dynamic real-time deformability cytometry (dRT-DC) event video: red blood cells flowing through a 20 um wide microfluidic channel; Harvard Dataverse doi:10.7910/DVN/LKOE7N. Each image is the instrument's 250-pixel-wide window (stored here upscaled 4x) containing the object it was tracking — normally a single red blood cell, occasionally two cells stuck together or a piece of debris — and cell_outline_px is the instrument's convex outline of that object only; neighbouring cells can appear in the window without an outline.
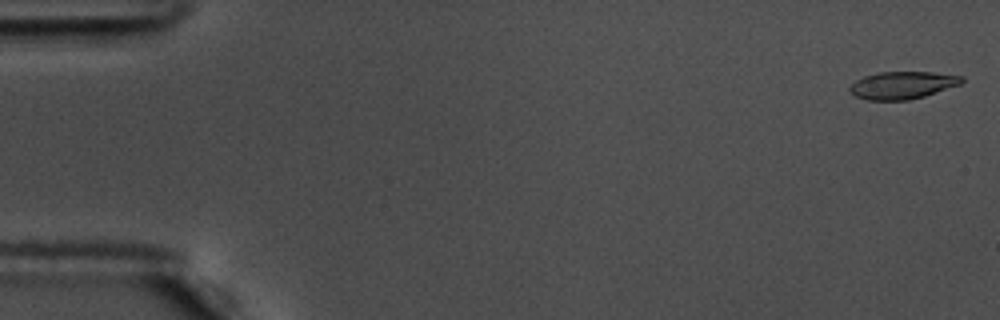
{"species": "common noctule bat (a hibernating species)", "species_latin": "Nyctalus noctula", "temperature_condition": "warm", "stored_images_in_passage": 57, "camera_frame_rate_fps": 3000, "um_per_image_px": 0.085, "animal": {"sex": "male", "body_mass_g": 17.5, "forearm_length_mm": 52.3}, "frame": {"image": 1, "passage_image": 2, "time_ms": 0.333, "image_size_px": [1000, 320], "cell_outline_px": [[964, 80], [960, 84], [924, 96], [908, 100], [868, 100], [856, 96], [848, 88], [856, 80], [864, 76], [880, 72], [932, 72], [964, 76]], "centroid_in_image_um": [76.72, 7.23], "position_along_channel_um": 8.3, "area_um2": 17.74}}
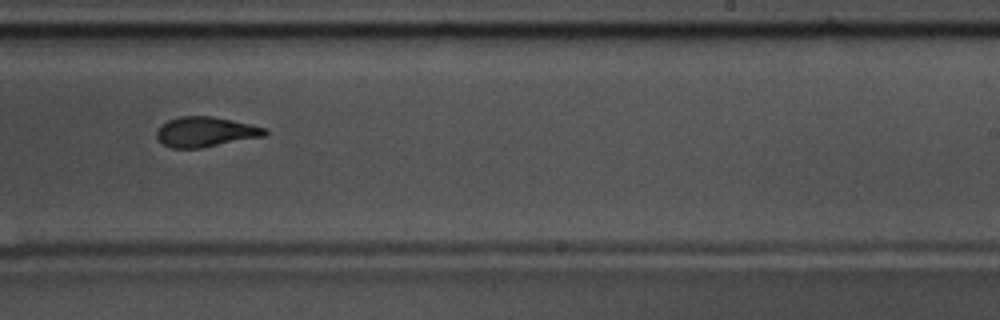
{"frame": {"image": 2, "passage_image": 36, "time_ms": 11.667, "image_size_px": [1000, 320], "cell_outline_px": [[268, 132], [264, 136], [200, 148], [172, 148], [164, 144], [156, 136], [156, 132], [168, 120], [180, 116], [212, 116], [252, 124], [268, 128]], "centroid_in_image_um": [17.51, 11.2], "position_along_channel_um": 271.5, "area_um2": 18.79}}
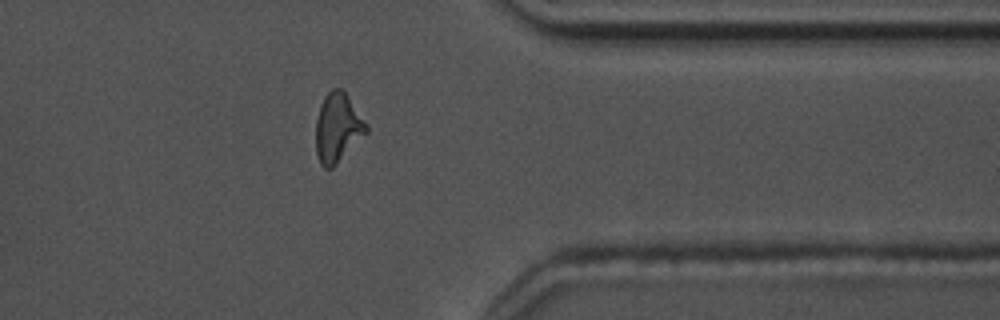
{"frame": {"image": 3, "passage_image": 46, "time_ms": 15.0, "image_size_px": [1000, 320], "cell_outline_px": [[368, 132], [332, 168], [324, 168], [320, 164], [316, 152], [316, 120], [320, 104], [324, 96], [332, 88], [340, 88], [348, 96], [368, 124]], "centroid_in_image_um": [28.7, 10.85], "position_along_channel_um": 382.7, "area_um2": 20.35}}